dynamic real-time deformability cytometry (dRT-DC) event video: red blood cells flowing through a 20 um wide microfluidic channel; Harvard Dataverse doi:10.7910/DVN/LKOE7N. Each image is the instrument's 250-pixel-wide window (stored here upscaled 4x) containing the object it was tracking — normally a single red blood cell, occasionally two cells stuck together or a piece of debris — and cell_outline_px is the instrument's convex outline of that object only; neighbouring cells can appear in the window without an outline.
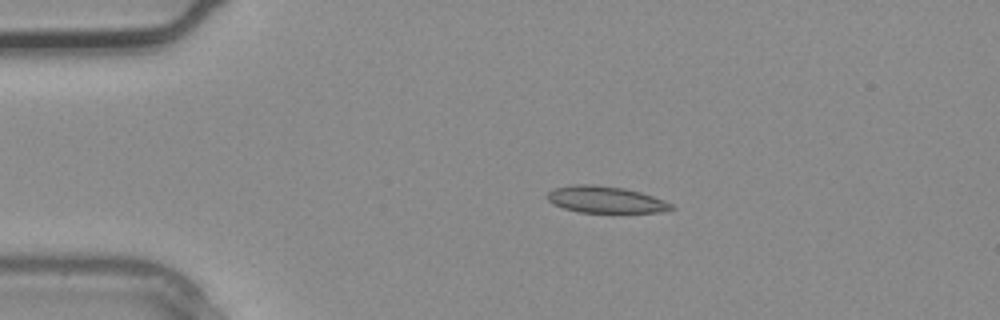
{"species": "common noctule bat (a hibernating species)", "species_latin": "Nyctalus noctula", "temperature_condition": "warm", "stored_images_in_passage": 2, "camera_frame_rate_fps": 3000, "um_per_image_px": 0.085, "animal": {"sex": "male", "body_mass_g": 20.4}, "frame": {"image": 1, "passage_image": 1, "time_ms": 0.0, "image_size_px": [1000, 320], "cell_outline_px": [[676, 208], [660, 212], [580, 212], [564, 208], [552, 204], [544, 196], [552, 188], [572, 184], [592, 184], [624, 188], [640, 192], [664, 200], [672, 204]], "centroid_in_image_um": [51.42, 16.95], "position_along_channel_um": 33.6, "area_um2": 19.36}}
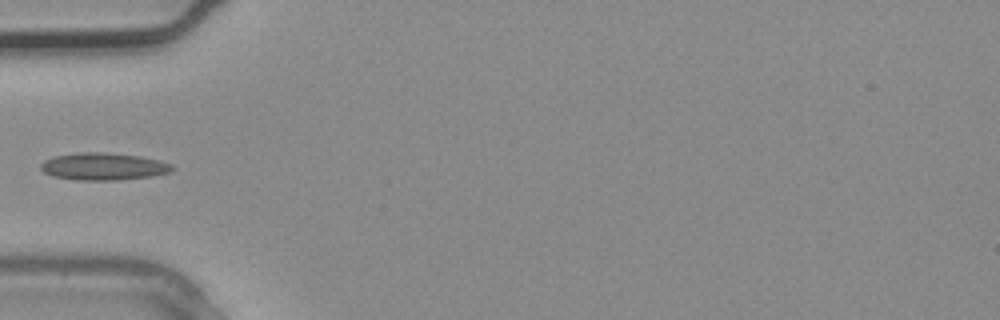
{"frame": {"image": 2, "passage_image": 2, "time_ms": 0.333, "image_size_px": [1000, 320], "cell_outline_px": [[176, 168], [172, 172], [152, 176], [120, 180], [76, 180], [52, 176], [44, 172], [40, 168], [40, 164], [44, 160], [56, 156], [80, 152], [104, 152], [140, 156], [160, 160], [172, 164]], "centroid_in_image_um": [8.83, 14.15], "position_along_channel_um": 76.2, "area_um2": 21.1}}